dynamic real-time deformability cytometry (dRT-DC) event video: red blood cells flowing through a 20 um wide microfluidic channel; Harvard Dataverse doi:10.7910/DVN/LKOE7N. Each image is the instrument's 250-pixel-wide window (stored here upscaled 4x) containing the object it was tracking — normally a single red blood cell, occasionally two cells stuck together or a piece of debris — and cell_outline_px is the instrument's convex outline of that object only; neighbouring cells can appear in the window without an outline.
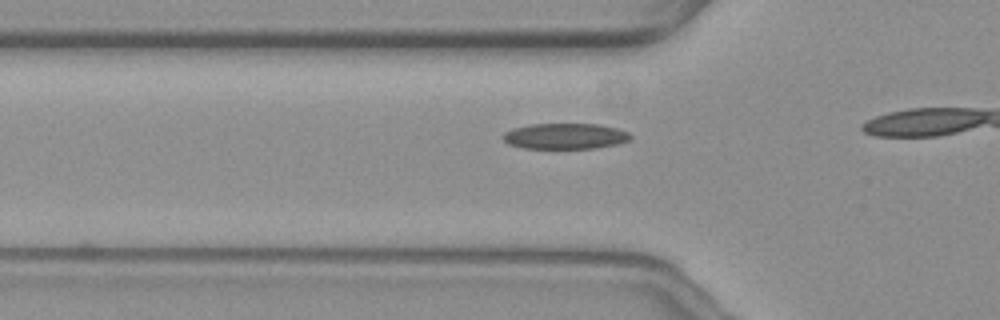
{"species": "common noctule bat (a hibernating species)", "species_latin": "Nyctalus noctula", "temperature_condition": "warm", "stored_images_in_passage": 18, "camera_frame_rate_fps": 3000, "um_per_image_px": 0.085, "animal": {"sex": "female", "body_mass_g": 19.3, "forearm_length_mm": 54.1}, "frame": {"image": 1, "passage_image": 13, "time_ms": 4.0, "image_size_px": [1000, 320], "cell_outline_px": [[632, 136], [628, 140], [616, 144], [596, 148], [524, 148], [508, 144], [500, 136], [504, 132], [512, 128], [532, 124], [600, 124], [616, 128], [628, 132]], "centroid_in_image_um": [48.0, 11.57], "position_along_channel_um": 77.8, "area_um2": 19.13}}
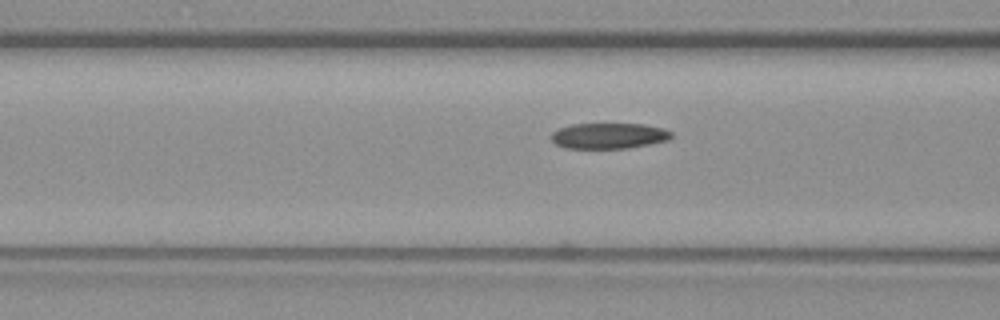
{"frame": {"image": 2, "passage_image": 16, "time_ms": 5.0, "image_size_px": [1000, 320], "cell_outline_px": [[672, 136], [668, 140], [628, 148], [568, 148], [556, 144], [552, 140], [552, 132], [560, 128], [572, 124], [644, 124], [664, 128], [672, 132]], "centroid_in_image_um": [51.77, 11.54], "position_along_channel_um": 114.8, "area_um2": 17.86}}